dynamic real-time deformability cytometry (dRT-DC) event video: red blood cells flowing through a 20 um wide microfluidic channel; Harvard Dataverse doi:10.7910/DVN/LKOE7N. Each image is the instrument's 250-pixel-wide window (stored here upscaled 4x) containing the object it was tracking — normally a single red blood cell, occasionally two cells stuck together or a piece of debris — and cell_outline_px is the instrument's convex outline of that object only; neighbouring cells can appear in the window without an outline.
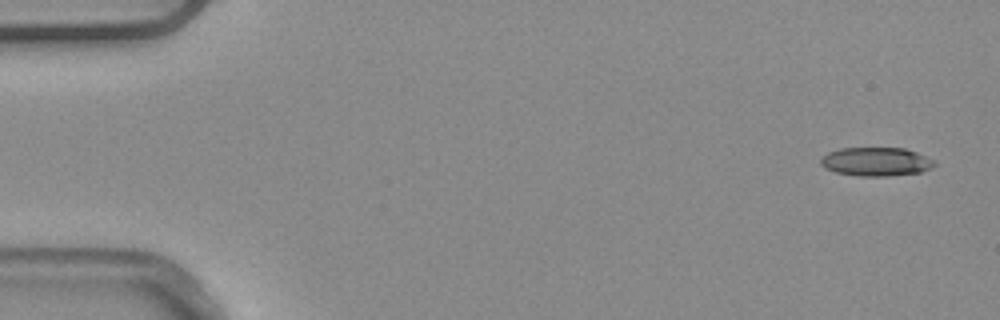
{"species": "common noctule bat (a hibernating species)", "species_latin": "Nyctalus noctula", "temperature_condition": "warm", "stored_images_in_passage": 5, "camera_frame_rate_fps": 3000, "um_per_image_px": 0.085, "animal": {"sex": "male", "body_mass_g": 20.4}, "frame": {"image": 1, "passage_image": 1, "time_ms": 0.0, "image_size_px": [1000, 320], "cell_outline_px": [[936, 164], [920, 172], [888, 176], [860, 176], [836, 172], [824, 168], [820, 164], [820, 160], [828, 152], [840, 148], [904, 148], [916, 152], [932, 160]], "centroid_in_image_um": [74.41, 13.74], "position_along_channel_um": 10.6, "area_um2": 18.79}}
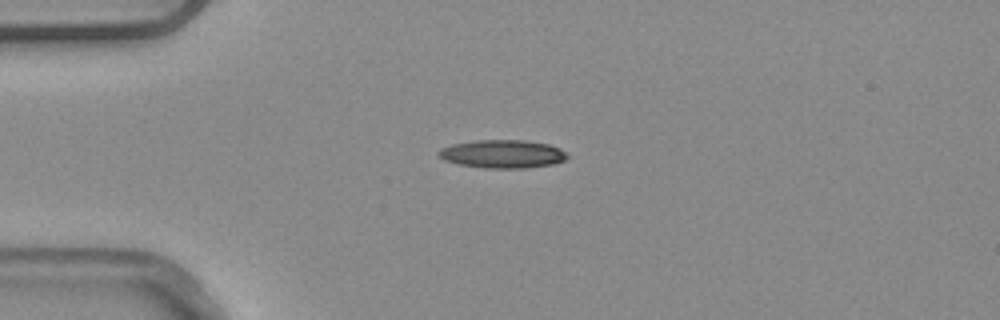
{"frame": {"image": 2, "passage_image": 4, "time_ms": 1.0, "image_size_px": [1000, 320], "cell_outline_px": [[568, 156], [564, 160], [552, 164], [528, 168], [484, 168], [456, 164], [444, 160], [436, 152], [440, 148], [452, 144], [476, 140], [524, 140], [548, 144], [560, 148]], "centroid_in_image_um": [42.68, 13.09], "position_along_channel_um": 42.3, "area_um2": 21.21}}